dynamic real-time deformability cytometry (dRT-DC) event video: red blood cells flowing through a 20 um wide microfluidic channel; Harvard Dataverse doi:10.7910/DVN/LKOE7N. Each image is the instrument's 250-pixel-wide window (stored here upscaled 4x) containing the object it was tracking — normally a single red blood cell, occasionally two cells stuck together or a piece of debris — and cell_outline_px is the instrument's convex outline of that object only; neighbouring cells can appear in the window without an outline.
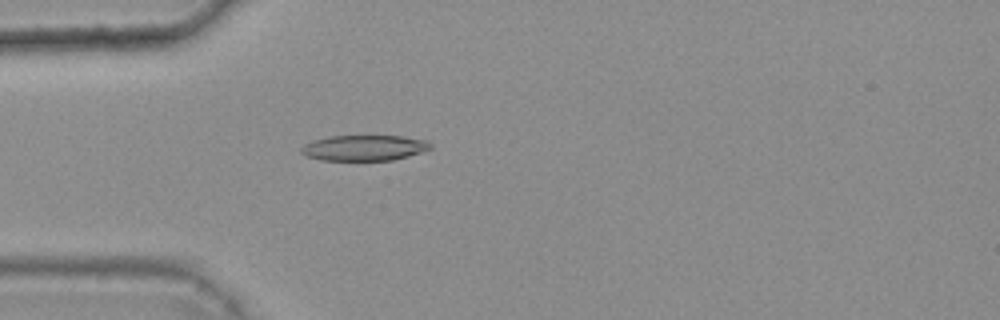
{"species": "common noctule bat (a hibernating species)", "species_latin": "Nyctalus noctula", "temperature_condition": "warm", "stored_images_in_passage": 33, "camera_frame_rate_fps": 3000, "um_per_image_px": 0.085, "animal": {"sex": "female", "body_mass_g": 25.1}, "frame": {"image": 1, "passage_image": 1, "time_ms": 0.0, "image_size_px": [1000, 320], "cell_outline_px": [[432, 148], [408, 156], [392, 160], [320, 160], [308, 156], [300, 152], [300, 148], [304, 144], [312, 140], [332, 136], [404, 136], [428, 140], [432, 144]], "centroid_in_image_um": [30.97, 12.56], "position_along_channel_um": 54.0, "area_um2": 19.31}}
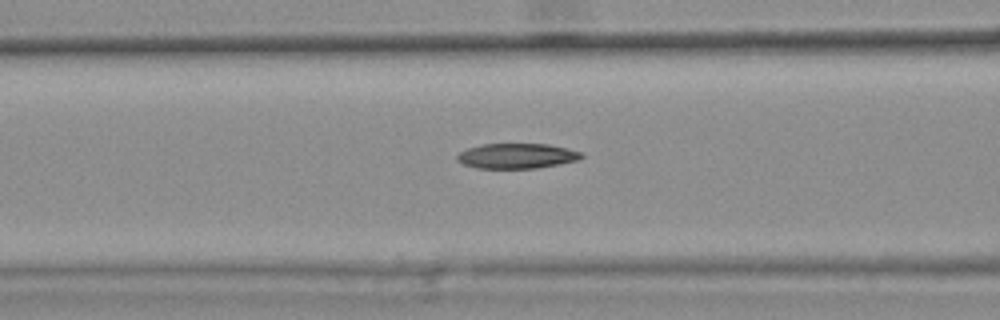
{"frame": {"image": 2, "passage_image": 7, "time_ms": 2.0, "image_size_px": [1000, 320], "cell_outline_px": [[584, 156], [580, 160], [560, 164], [536, 168], [476, 168], [464, 164], [456, 160], [456, 156], [460, 152], [468, 148], [480, 144], [548, 144], [568, 148], [584, 152]], "centroid_in_image_um": [43.97, 13.25], "position_along_channel_um": 122.6, "area_um2": 18.38}}
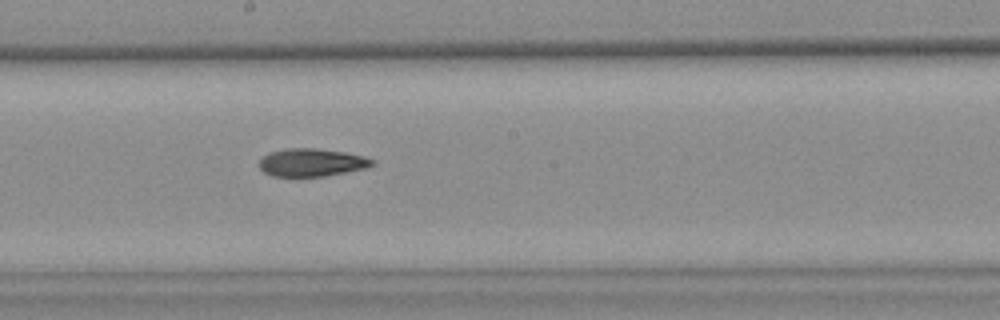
{"frame": {"image": 3, "passage_image": 15, "time_ms": 4.667, "image_size_px": [1000, 320], "cell_outline_px": [[376, 164], [364, 168], [324, 176], [272, 176], [264, 172], [260, 168], [260, 160], [268, 152], [288, 148], [316, 148], [344, 152], [364, 156], [372, 160]], "centroid_in_image_um": [26.47, 13.8], "position_along_channel_um": 221.7, "area_um2": 18.15}, "authors_computed_cell_mechanics": {"area_um2": 18.5538, "velocity_mm_per_s": 3.722, "shape_relaxation_time_tau1_ms": 8.0261, "shape_relaxation_time_tau2_ms": 8.3463, "deformation_change_tau1": 0.1919, "deformation_change_tau2": 0.1731}}